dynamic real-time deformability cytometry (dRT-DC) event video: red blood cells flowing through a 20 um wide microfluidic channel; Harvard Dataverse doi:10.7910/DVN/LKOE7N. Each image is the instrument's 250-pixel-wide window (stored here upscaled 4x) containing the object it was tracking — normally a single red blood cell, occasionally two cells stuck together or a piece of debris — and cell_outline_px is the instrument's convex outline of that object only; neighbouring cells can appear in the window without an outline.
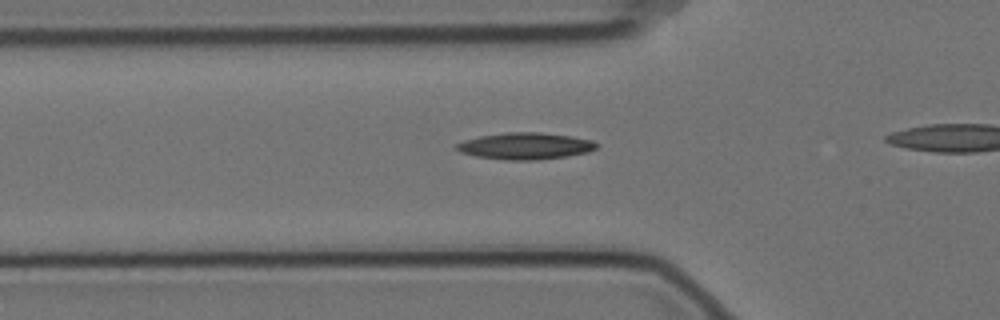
{"species": "Egyptian fruit bat (a non-hibernating species)", "species_latin": "Rousettus aegyptiacus", "temperature_condition": "cold", "stored_images_in_passage": 29, "camera_frame_rate_fps": 3000, "um_per_image_px": 0.085, "animal": {"sex": "female"}, "frame": {"image": 1, "passage_image": 2, "time_ms": 0.333, "image_size_px": [1000, 320], "cell_outline_px": [[600, 144], [596, 148], [588, 152], [568, 156], [536, 160], [508, 160], [476, 156], [460, 152], [452, 148], [456, 144], [464, 140], [480, 136], [504, 132], [540, 132], [572, 136], [592, 140]], "centroid_in_image_um": [44.65, 12.4], "position_along_channel_um": 81.2, "area_um2": 21.96}}
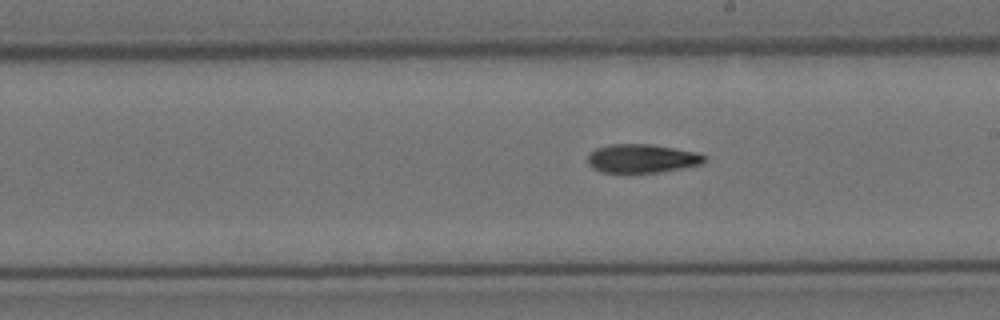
{"frame": {"image": 2, "passage_image": 15, "time_ms": 4.667, "image_size_px": [1000, 320], "cell_outline_px": [[704, 164], [660, 172], [600, 172], [592, 168], [588, 164], [588, 152], [596, 148], [612, 144], [652, 144], [696, 152], [704, 156]], "centroid_in_image_um": [54.53, 13.47], "position_along_channel_um": 234.5, "area_um2": 19.48}}
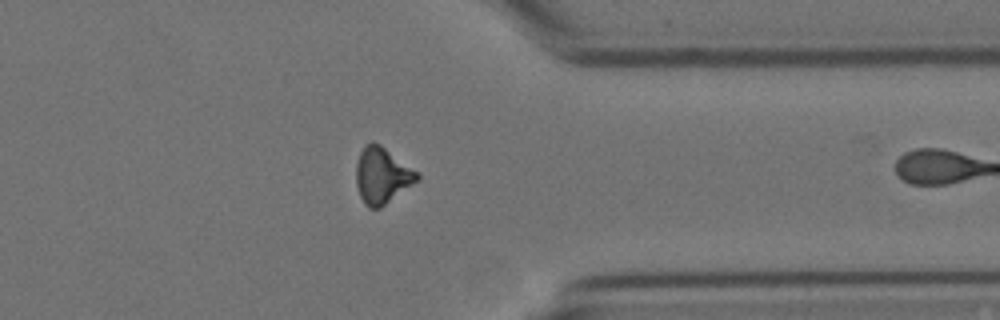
{"frame": {"image": 3, "passage_image": 28, "time_ms": 9.0, "image_size_px": [1000, 320], "cell_outline_px": [[420, 180], [380, 208], [368, 208], [364, 204], [360, 196], [356, 184], [356, 164], [360, 152], [364, 144], [372, 140], [380, 144], [420, 172]], "centroid_in_image_um": [32.5, 14.9], "position_along_channel_um": 378.9, "area_um2": 20.4}}